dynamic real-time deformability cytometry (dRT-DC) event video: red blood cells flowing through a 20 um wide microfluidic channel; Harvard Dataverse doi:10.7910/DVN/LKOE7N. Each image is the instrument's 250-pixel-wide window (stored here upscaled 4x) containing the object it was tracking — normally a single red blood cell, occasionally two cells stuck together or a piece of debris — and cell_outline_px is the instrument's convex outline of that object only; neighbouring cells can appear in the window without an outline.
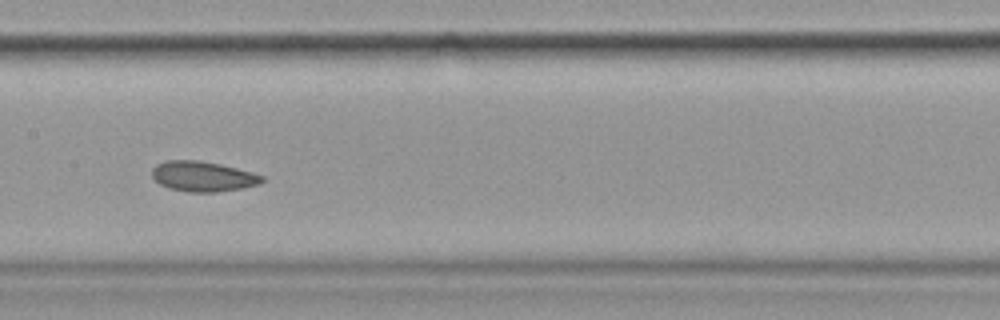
{"species": "common noctule bat (a hibernating species)", "species_latin": "Nyctalus noctula", "temperature_condition": "cold", "stored_images_in_passage": 11, "segment_of_instrument_passage": [1, 2], "camera_frame_rate_fps": 3000, "um_per_image_px": 0.085, "animal": {"sex": "female", "body_mass_g": 19.9}, "frame": {"image": 1, "passage_image": 7, "time_ms": 7.0, "image_size_px": [1000, 320], "cell_outline_px": [[264, 180], [260, 184], [244, 188], [216, 192], [188, 192], [168, 188], [160, 184], [152, 176], [152, 168], [156, 164], [164, 160], [200, 160], [220, 164], [252, 172], [264, 176]], "centroid_in_image_um": [17.24, 14.99], "position_along_channel_um": 190.2, "area_um2": 19.54}}
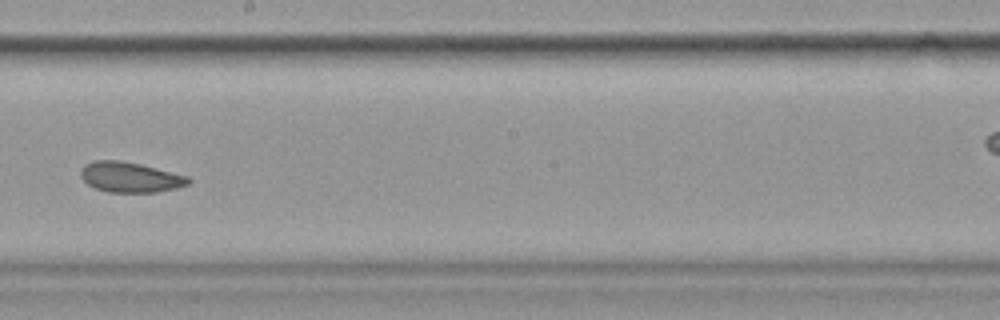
{"frame": {"image": 2, "passage_image": 8, "time_ms": 8.333, "image_size_px": [1000, 320], "cell_outline_px": [[192, 180], [188, 184], [176, 188], [156, 192], [108, 192], [96, 188], [88, 184], [80, 176], [80, 168], [84, 164], [92, 160], [120, 160], [140, 164], [188, 176]], "centroid_in_image_um": [11.03, 15.05], "position_along_channel_um": 237.2, "area_um2": 19.02}}
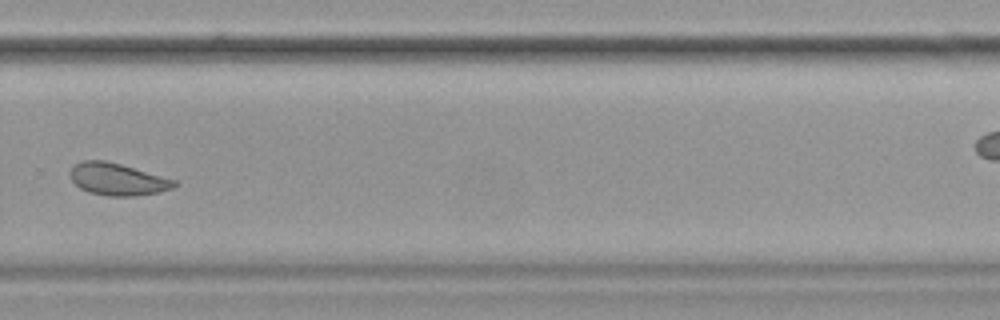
{"frame": {"image": 3, "passage_image": 10, "time_ms": 10.667, "image_size_px": [1000, 320], "cell_outline_px": [[176, 184], [172, 188], [160, 192], [132, 196], [108, 196], [88, 192], [80, 188], [72, 180], [68, 172], [72, 164], [80, 160], [104, 160], [120, 164], [176, 180]], "centroid_in_image_um": [9.92, 15.23], "position_along_channel_um": 319.9, "area_um2": 19.54}}